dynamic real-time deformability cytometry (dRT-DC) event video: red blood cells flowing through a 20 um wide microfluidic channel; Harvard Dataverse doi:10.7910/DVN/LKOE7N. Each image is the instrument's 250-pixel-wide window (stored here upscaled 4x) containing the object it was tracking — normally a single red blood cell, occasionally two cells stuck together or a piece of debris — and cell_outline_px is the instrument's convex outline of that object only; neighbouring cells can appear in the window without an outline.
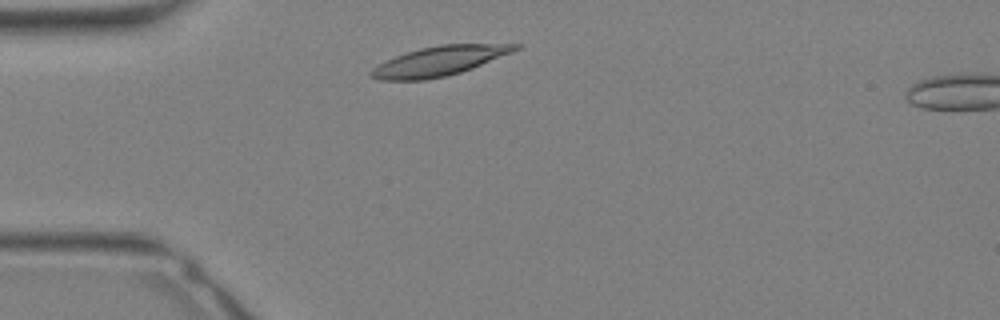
{"species": "Egyptian fruit bat (a non-hibernating species)", "species_latin": "Rousettus aegyptiacus", "temperature_condition": "warm", "stored_images_in_passage": 27, "camera_frame_rate_fps": 3000, "um_per_image_px": 0.085, "animal": {"sex": "female"}, "frame": {"image": 1, "passage_image": 3, "time_ms": 0.667, "image_size_px": [1000, 320], "cell_outline_px": [[524, 44], [520, 48], [512, 52], [472, 68], [460, 72], [444, 76], [424, 80], [380, 80], [368, 76], [368, 72], [372, 68], [396, 56], [420, 48], [440, 44]], "centroid_in_image_um": [37.32, 5.19], "position_along_channel_um": 47.7, "area_um2": 24.51}}
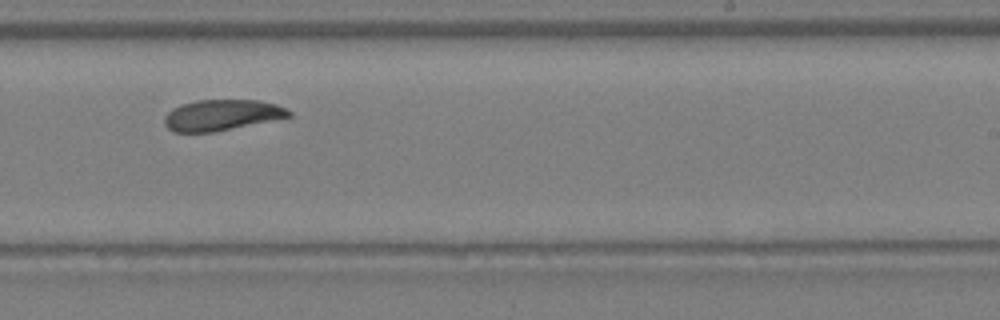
{"frame": {"image": 2, "passage_image": 15, "time_ms": 4.667, "image_size_px": [1000, 320], "cell_outline_px": [[292, 116], [212, 132], [172, 132], [164, 124], [164, 116], [172, 108], [180, 104], [196, 100], [260, 100], [276, 104], [292, 112]], "centroid_in_image_um": [18.8, 9.77], "position_along_channel_um": 270.2, "area_um2": 22.31}}
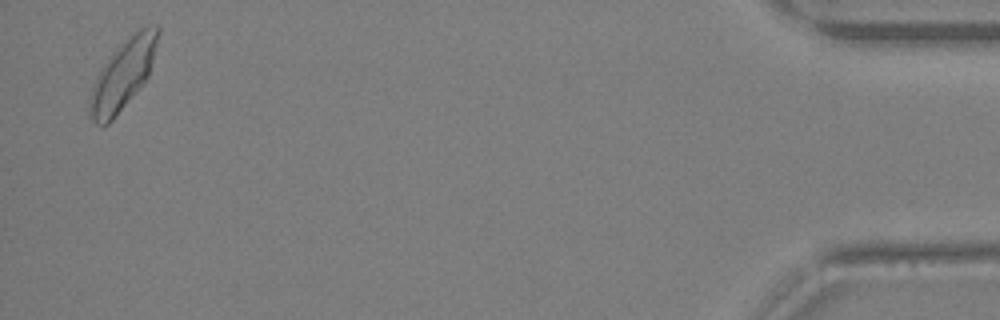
{"frame": {"image": 3, "passage_image": 27, "time_ms": 8.667, "image_size_px": [1000, 320], "cell_outline_px": [[160, 28], [148, 76], [112, 120], [108, 124], [96, 124], [92, 120], [88, 112], [92, 88], [104, 64], [128, 36], [136, 28]], "centroid_in_image_um": [10.42, 6.36], "position_along_channel_um": 424.8, "area_um2": 26.3}}